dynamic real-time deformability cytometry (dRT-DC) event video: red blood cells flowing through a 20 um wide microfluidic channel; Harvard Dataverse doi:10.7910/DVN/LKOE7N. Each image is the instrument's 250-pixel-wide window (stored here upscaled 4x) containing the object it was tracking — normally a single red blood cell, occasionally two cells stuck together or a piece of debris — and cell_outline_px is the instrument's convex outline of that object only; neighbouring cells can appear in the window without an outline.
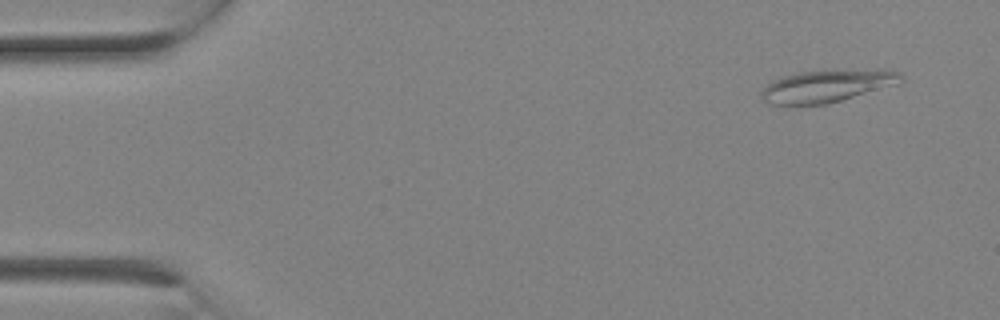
{"species": "Egyptian fruit bat (a non-hibernating species)", "species_latin": "Rousettus aegyptiacus", "temperature_condition": "room temperature", "stored_images_in_passage": 3, "camera_frame_rate_fps": 3000, "um_per_image_px": 0.085, "animal": {"sex": "female"}, "frame": {"image": 1, "passage_image": 1, "time_ms": 0.0, "image_size_px": [1000, 320], "cell_outline_px": [[904, 80], [900, 84], [828, 104], [768, 104], [760, 96], [760, 92], [772, 80], [784, 76], [800, 72], [876, 68], [884, 68], [900, 72], [904, 76]], "centroid_in_image_um": [70.41, 7.29], "position_along_channel_um": 14.6, "area_um2": 26.76}}